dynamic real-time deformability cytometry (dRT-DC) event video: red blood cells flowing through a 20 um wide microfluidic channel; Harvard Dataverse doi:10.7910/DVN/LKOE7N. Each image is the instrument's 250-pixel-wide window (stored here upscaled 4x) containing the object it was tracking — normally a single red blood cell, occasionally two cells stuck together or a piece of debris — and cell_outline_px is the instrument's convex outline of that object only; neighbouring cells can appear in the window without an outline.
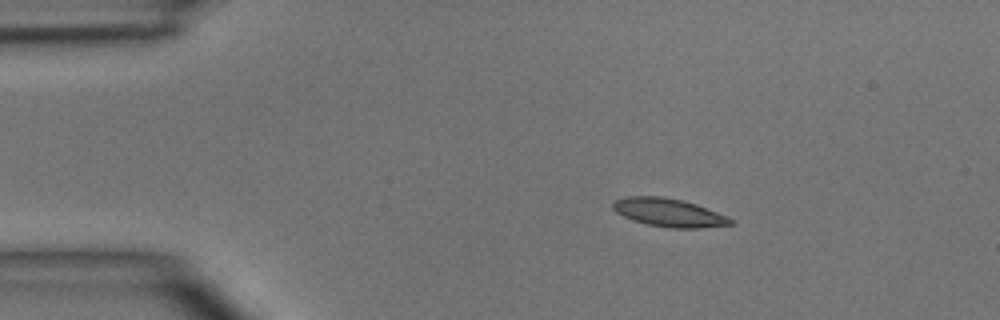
{"species": "common noctule bat (a hibernating species)", "species_latin": "Nyctalus noctula", "temperature_condition": "room temperature", "stored_images_in_passage": 2, "camera_frame_rate_fps": 3000, "um_per_image_px": 0.085, "animal": {"sex": "male", "body_mass_g": 15.6}, "frame": {"image": 1, "passage_image": 1, "time_ms": 0.0, "image_size_px": [1000, 320], "cell_outline_px": [[732, 224], [696, 228], [668, 228], [648, 224], [632, 220], [616, 212], [612, 208], [612, 204], [616, 200], [628, 196], [660, 196], [680, 200], [696, 204], [728, 216], [732, 220]], "centroid_in_image_um": [56.83, 18.07], "position_along_channel_um": 28.2, "area_um2": 19.13}}
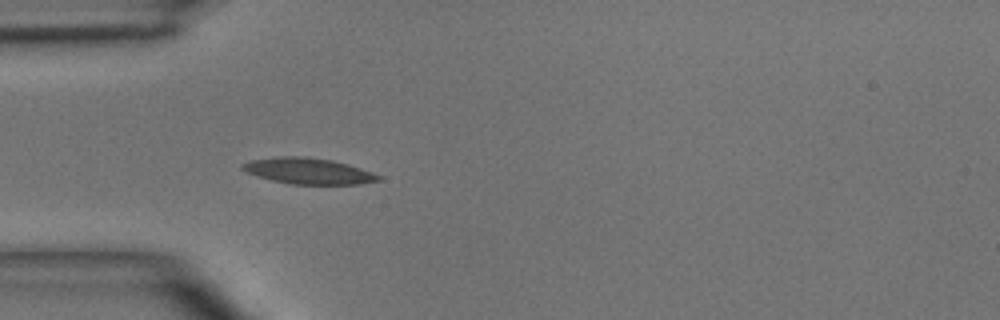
{"frame": {"image": 2, "passage_image": 2, "time_ms": 2.0, "image_size_px": [1000, 320], "cell_outline_px": [[380, 180], [360, 184], [292, 184], [272, 180], [248, 172], [240, 168], [240, 164], [252, 160], [280, 156], [304, 156], [332, 160], [348, 164], [372, 172], [380, 176]], "centroid_in_image_um": [26.21, 14.53], "position_along_channel_um": 58.8, "area_um2": 20.4}}